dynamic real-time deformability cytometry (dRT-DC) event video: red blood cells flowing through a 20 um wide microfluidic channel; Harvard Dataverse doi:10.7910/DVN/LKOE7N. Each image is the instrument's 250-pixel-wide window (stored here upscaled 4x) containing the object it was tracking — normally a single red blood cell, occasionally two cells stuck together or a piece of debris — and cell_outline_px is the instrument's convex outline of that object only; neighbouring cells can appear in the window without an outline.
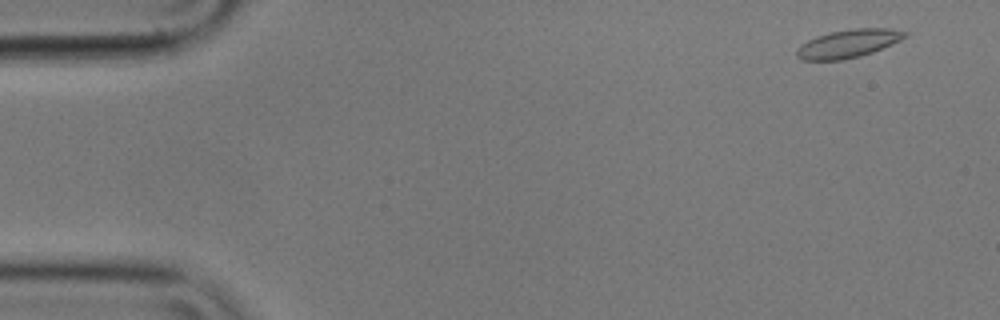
{"species": "common noctule bat (a hibernating species)", "species_latin": "Nyctalus noctula", "temperature_condition": "cold", "stored_images_in_passage": 6, "camera_frame_rate_fps": 3000, "um_per_image_px": 0.085, "animal": {"sex": "male", "body_mass_g": 17.9}, "frame": {"image": 1, "passage_image": 1, "time_ms": 0.0, "image_size_px": [1000, 320], "cell_outline_px": [[908, 36], [892, 44], [872, 52], [860, 56], [844, 60], [800, 60], [796, 56], [796, 52], [808, 40], [816, 36], [832, 32], [856, 28], [888, 28], [908, 32]], "centroid_in_image_um": [72.13, 3.71], "position_along_channel_um": 12.9, "area_um2": 17.57}}
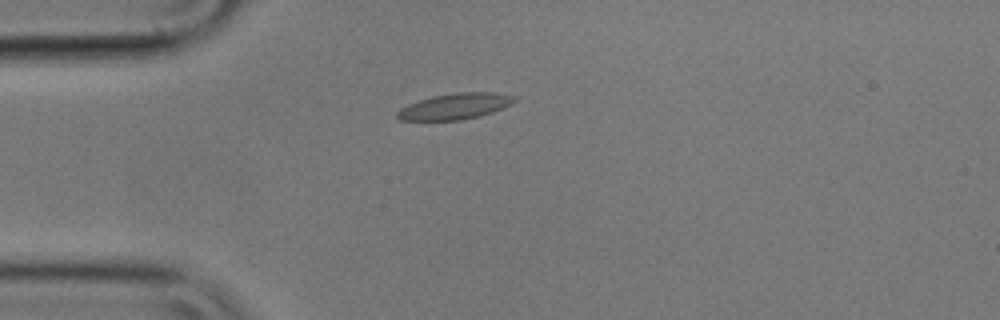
{"frame": {"image": 2, "passage_image": 4, "time_ms": 1.0, "image_size_px": [1000, 320], "cell_outline_px": [[516, 100], [512, 104], [492, 112], [480, 116], [460, 120], [400, 120], [396, 116], [396, 112], [400, 108], [408, 104], [432, 96], [456, 92], [496, 92], [516, 96]], "centroid_in_image_um": [38.69, 9.03], "position_along_channel_um": 46.3, "area_um2": 17.8}}
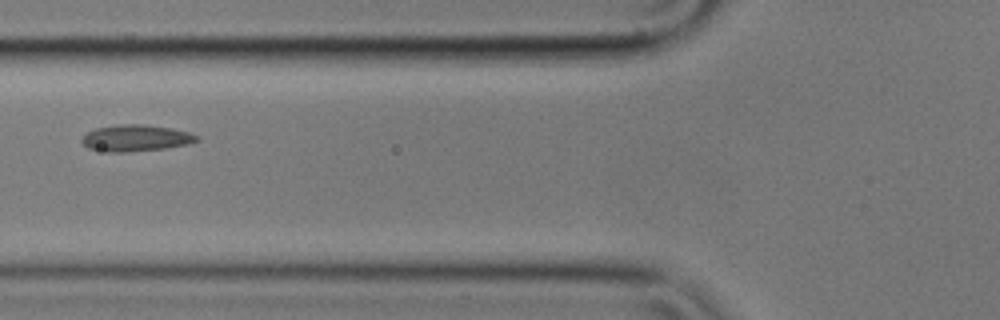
{"frame": {"image": 3, "passage_image": 6, "time_ms": 1.667, "image_size_px": [1000, 320], "cell_outline_px": [[200, 140], [188, 144], [164, 148], [128, 152], [108, 152], [88, 148], [80, 140], [88, 132], [96, 128], [120, 124], [140, 124], [172, 128], [188, 132], [200, 136]], "centroid_in_image_um": [11.56, 11.73], "position_along_channel_um": 114.2, "area_um2": 17.69}}